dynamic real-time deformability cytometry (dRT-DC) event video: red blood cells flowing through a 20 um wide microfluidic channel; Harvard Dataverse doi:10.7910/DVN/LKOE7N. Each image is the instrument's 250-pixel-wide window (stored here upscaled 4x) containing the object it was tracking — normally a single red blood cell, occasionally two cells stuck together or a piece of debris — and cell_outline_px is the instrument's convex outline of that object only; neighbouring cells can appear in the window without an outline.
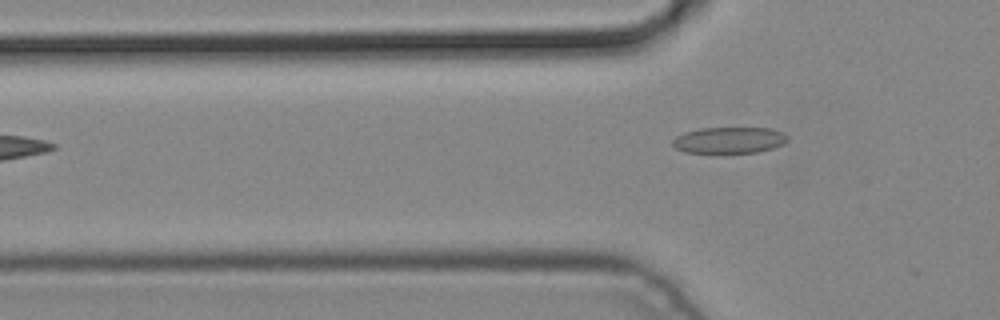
{"species": "common noctule bat (a hibernating species)", "species_latin": "Nyctalus noctula", "temperature_condition": "cold", "stored_images_in_passage": 2, "camera_frame_rate_fps": 3000, "um_per_image_px": 0.085, "animal": {"sex": "male", "body_mass_g": 19.2, "forearm_length_mm": 51.8}, "frame": {"image": 1, "passage_image": 2, "time_ms": 0.333, "image_size_px": [1000, 320], "cell_outline_px": [[788, 140], [784, 144], [772, 148], [756, 152], [684, 152], [676, 148], [672, 144], [672, 140], [676, 136], [684, 132], [700, 128], [772, 128], [788, 136]], "centroid_in_image_um": [61.97, 11.9], "position_along_channel_um": 63.8, "area_um2": 17.46}}